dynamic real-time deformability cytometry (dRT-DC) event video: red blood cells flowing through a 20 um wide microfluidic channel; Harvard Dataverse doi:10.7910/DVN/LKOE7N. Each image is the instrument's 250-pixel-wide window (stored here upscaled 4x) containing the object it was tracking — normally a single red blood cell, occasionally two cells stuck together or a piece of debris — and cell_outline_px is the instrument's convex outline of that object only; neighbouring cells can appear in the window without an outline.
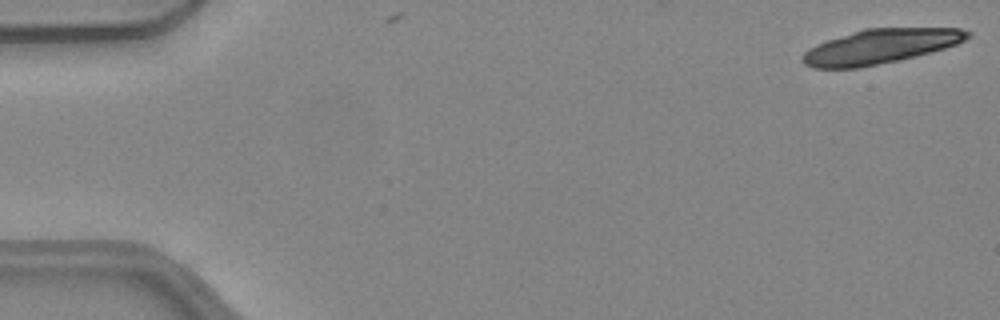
{"species": "common noctule bat (a hibernating species)", "species_latin": "Nyctalus noctula", "temperature_condition": "warm", "stored_images_in_passage": 3, "camera_frame_rate_fps": 3000, "um_per_image_px": 0.085, "animal": {"sex": "female", "body_mass_g": 24.6, "forearm_length_mm": 56.2}, "frame": {"image": 1, "passage_image": 1, "time_ms": 0.0, "image_size_px": [1000, 320], "cell_outline_px": [[972, 36], [956, 44], [944, 48], [916, 56], [900, 60], [860, 68], [812, 68], [804, 64], [800, 60], [800, 56], [808, 48], [816, 44], [864, 28], [960, 28], [972, 32]], "centroid_in_image_um": [74.8, 3.95], "position_along_channel_um": 10.2, "area_um2": 33.35}}